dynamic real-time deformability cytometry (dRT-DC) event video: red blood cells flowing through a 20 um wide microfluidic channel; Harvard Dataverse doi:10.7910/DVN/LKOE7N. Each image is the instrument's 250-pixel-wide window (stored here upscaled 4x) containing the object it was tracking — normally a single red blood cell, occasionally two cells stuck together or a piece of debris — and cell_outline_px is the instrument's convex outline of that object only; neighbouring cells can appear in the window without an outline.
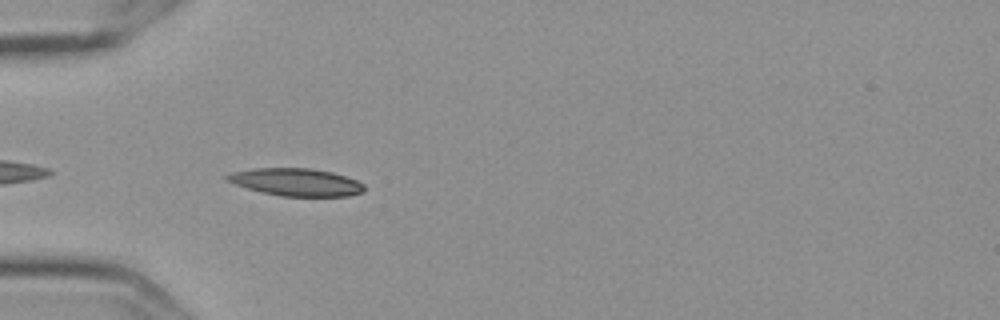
{"species": "Egyptian fruit bat (a non-hibernating species)", "species_latin": "Rousettus aegyptiacus", "temperature_condition": "cold", "stored_images_in_passage": 42, "camera_frame_rate_fps": 3000, "um_per_image_px": 0.085, "frame": {"image": 1, "passage_image": 3, "time_ms": 0.667, "image_size_px": [1000, 320], "cell_outline_px": [[364, 192], [348, 196], [280, 196], [248, 188], [224, 180], [224, 176], [232, 172], [252, 168], [308, 168], [332, 172], [356, 180], [364, 184]], "centroid_in_image_um": [25.16, 15.47], "position_along_channel_um": 59.8, "area_um2": 21.91}}
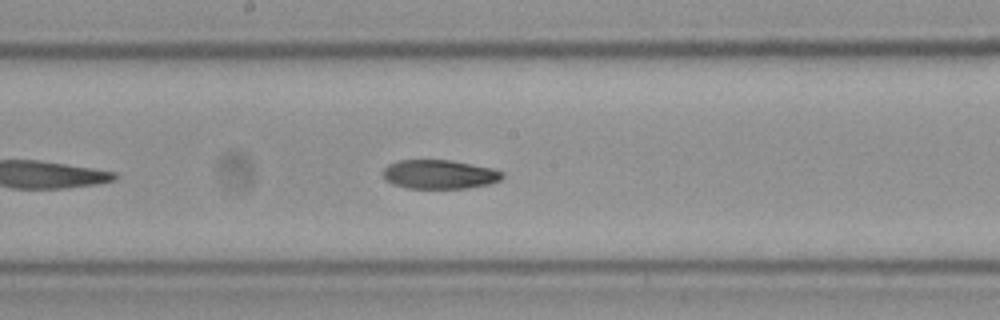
{"frame": {"image": 2, "passage_image": 16, "time_ms": 5.0, "image_size_px": [1000, 320], "cell_outline_px": [[504, 176], [500, 180], [488, 184], [464, 188], [408, 188], [392, 184], [384, 180], [380, 176], [384, 168], [388, 164], [400, 160], [452, 160], [492, 168], [504, 172]], "centroid_in_image_um": [37.31, 14.81], "position_along_channel_um": 210.9, "area_um2": 20.35}}
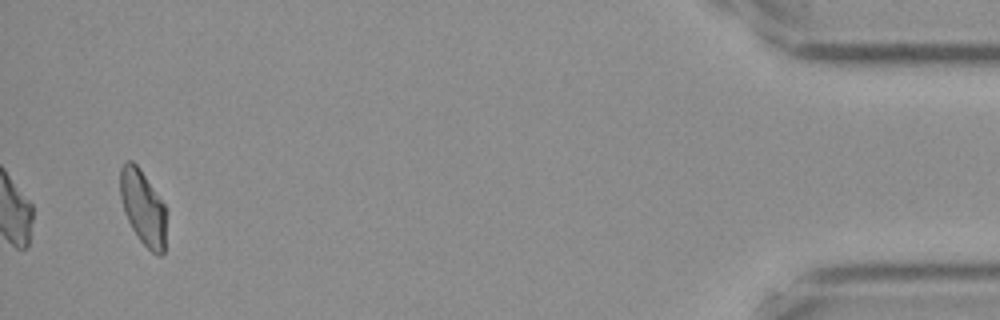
{"frame": {"image": 3, "passage_image": 40, "time_ms": 13.0, "image_size_px": [1000, 320], "cell_outline_px": [[164, 252], [160, 256], [152, 252], [140, 240], [132, 228], [124, 212], [120, 196], [120, 168], [124, 160], [132, 160], [140, 168], [164, 204]], "centroid_in_image_um": [12.11, 17.59], "position_along_channel_um": 423.1, "area_um2": 19.77}}